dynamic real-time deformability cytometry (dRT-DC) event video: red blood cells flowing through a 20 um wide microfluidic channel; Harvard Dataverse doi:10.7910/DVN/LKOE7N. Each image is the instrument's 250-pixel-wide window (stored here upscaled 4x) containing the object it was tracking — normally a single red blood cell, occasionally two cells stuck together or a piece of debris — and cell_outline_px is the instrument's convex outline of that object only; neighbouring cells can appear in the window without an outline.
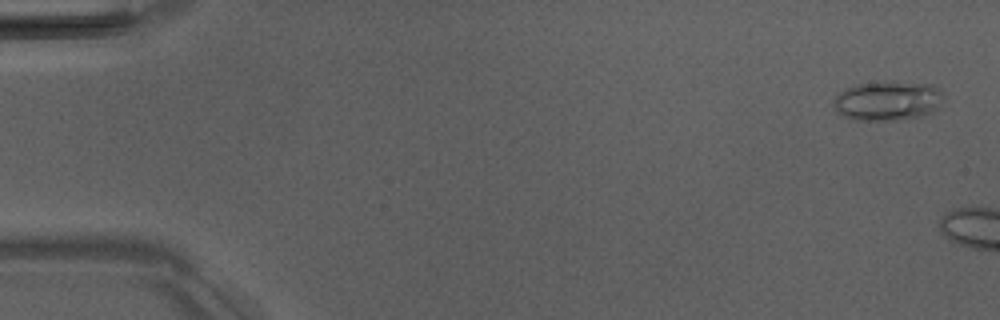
{"species": "Egyptian fruit bat (a non-hibernating species)", "species_latin": "Rousettus aegyptiacus", "temperature_condition": "room temperature", "stored_images_in_passage": 3, "camera_frame_rate_fps": 3000, "um_per_image_px": 0.085, "animal": {"sex": "male"}, "frame": {"image": 1, "passage_image": 1, "time_ms": 0.0, "image_size_px": [1000, 320], "cell_outline_px": [[944, 100], [932, 112], [924, 116], [900, 120], [856, 120], [844, 116], [836, 112], [832, 104], [836, 96], [844, 88], [856, 84], [896, 80], [932, 84], [944, 96]], "centroid_in_image_um": [75.45, 8.55], "position_along_channel_um": 9.5, "area_um2": 25.84}}